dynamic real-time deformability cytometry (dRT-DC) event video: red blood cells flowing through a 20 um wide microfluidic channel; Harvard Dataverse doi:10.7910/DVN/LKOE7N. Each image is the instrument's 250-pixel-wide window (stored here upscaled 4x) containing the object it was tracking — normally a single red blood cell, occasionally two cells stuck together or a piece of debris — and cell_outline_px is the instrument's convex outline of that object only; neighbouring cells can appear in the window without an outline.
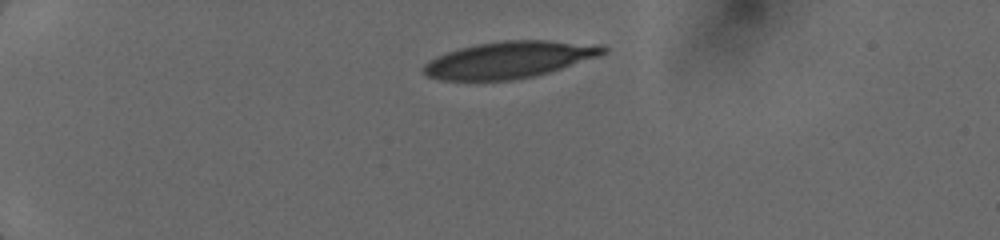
{"species": "human", "species_latin": "Homo sapiens", "temperature_condition": "cold", "stored_images_in_passage": 9, "camera_frame_rate_fps": 3000, "um_per_image_px": 0.085, "donor": {"sex": "female"}, "frame": {"image": 1, "passage_image": 1, "time_ms": 0.0, "image_size_px": [1000, 240], "cell_outline_px": [[608, 48], [604, 52], [596, 56], [536, 76], [512, 80], [440, 80], [428, 76], [424, 72], [424, 64], [428, 60], [436, 56], [460, 48], [476, 44], [504, 40], [548, 40], [600, 44]], "centroid_in_image_um": [43.26, 5.07], "position_along_channel_um": 41.7, "area_um2": 38.09}}
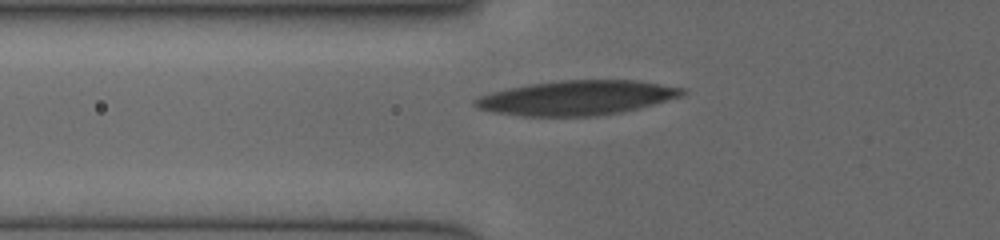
{"frame": {"image": 2, "passage_image": 5, "time_ms": 2.333, "image_size_px": [1000, 240], "cell_outline_px": [[688, 92], [684, 96], [620, 112], [596, 116], [524, 116], [492, 112], [480, 108], [472, 104], [472, 100], [480, 96], [492, 92], [508, 88], [528, 84], [560, 80], [636, 80], [684, 88]], "centroid_in_image_um": [49.02, 8.31], "position_along_channel_um": 76.8, "area_um2": 41.67}}
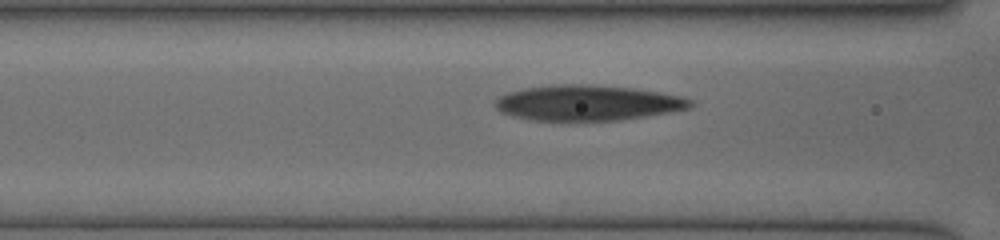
{"frame": {"image": 3, "passage_image": 7, "time_ms": 3.333, "image_size_px": [1000, 240], "cell_outline_px": [[696, 104], [688, 108], [668, 112], [620, 120], [532, 120], [512, 116], [500, 112], [496, 108], [496, 100], [500, 96], [508, 92], [524, 88], [548, 84], [588, 84], [632, 88], [660, 92], [684, 96], [692, 100]], "centroid_in_image_um": [49.94, 8.73], "position_along_channel_um": 116.7, "area_um2": 40.34}}